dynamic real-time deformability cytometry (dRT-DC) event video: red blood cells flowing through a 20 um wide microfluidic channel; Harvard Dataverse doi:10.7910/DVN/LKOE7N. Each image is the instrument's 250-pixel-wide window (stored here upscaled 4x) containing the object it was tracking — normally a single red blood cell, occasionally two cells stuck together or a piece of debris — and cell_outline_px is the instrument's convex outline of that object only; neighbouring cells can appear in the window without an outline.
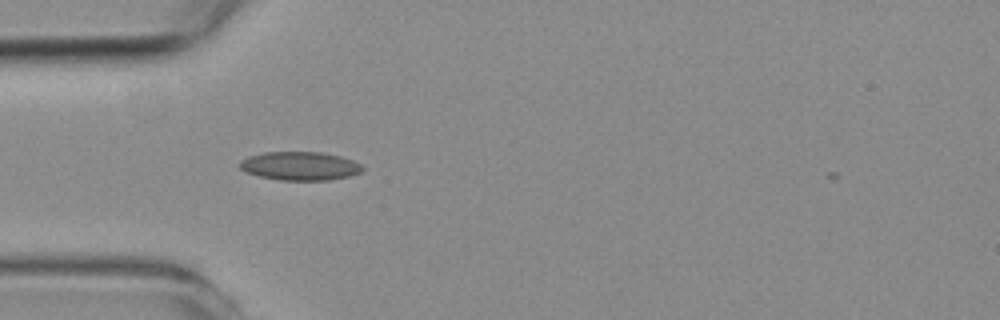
{"species": "common noctule bat (a hibernating species)", "species_latin": "Nyctalus noctula", "temperature_condition": "room temperature", "stored_images_in_passage": 41, "camera_frame_rate_fps": 3000, "um_per_image_px": 0.085, "animal": {"sex": "female", "body_mass_g": 19.3, "forearm_length_mm": 54.1}, "frame": {"image": 1, "passage_image": 2, "time_ms": 0.333, "image_size_px": [1000, 320], "cell_outline_px": [[364, 168], [360, 172], [348, 176], [328, 180], [280, 180], [260, 176], [244, 172], [240, 168], [240, 160], [248, 156], [264, 152], [320, 152], [340, 156], [352, 160], [360, 164]], "centroid_in_image_um": [25.46, 14.1], "position_along_channel_um": 59.5, "area_um2": 20.35}}
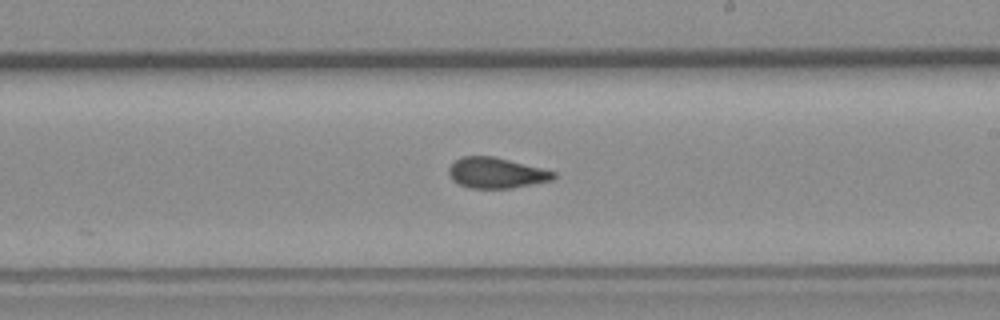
{"frame": {"image": 2, "passage_image": 18, "time_ms": 5.667, "image_size_px": [1000, 320], "cell_outline_px": [[556, 176], [552, 180], [512, 188], [468, 188], [452, 180], [448, 172], [448, 168], [460, 156], [492, 156], [556, 172]], "centroid_in_image_um": [42.15, 14.7], "position_along_channel_um": 246.9, "area_um2": 18.5}}
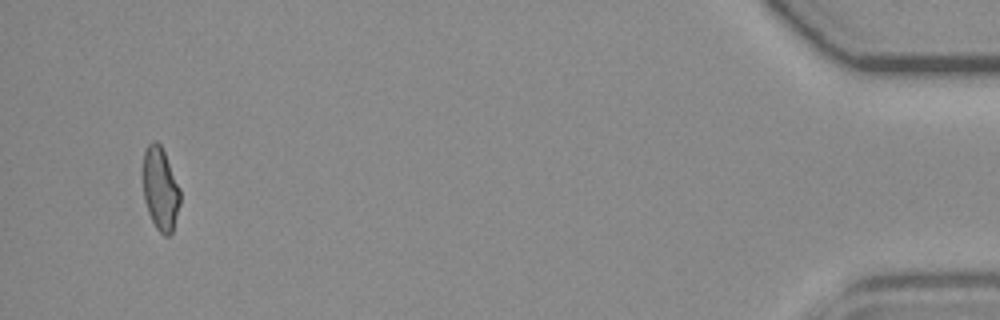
{"frame": {"image": 3, "passage_image": 40, "time_ms": 13.0, "image_size_px": [1000, 320], "cell_outline_px": [[180, 204], [172, 232], [168, 236], [164, 236], [156, 228], [148, 212], [144, 200], [140, 172], [140, 168], [144, 152], [148, 144], [152, 140], [156, 140], [160, 144], [164, 152], [180, 188]], "centroid_in_image_um": [13.58, 16.01], "position_along_channel_um": 421.6, "area_um2": 18.55}}